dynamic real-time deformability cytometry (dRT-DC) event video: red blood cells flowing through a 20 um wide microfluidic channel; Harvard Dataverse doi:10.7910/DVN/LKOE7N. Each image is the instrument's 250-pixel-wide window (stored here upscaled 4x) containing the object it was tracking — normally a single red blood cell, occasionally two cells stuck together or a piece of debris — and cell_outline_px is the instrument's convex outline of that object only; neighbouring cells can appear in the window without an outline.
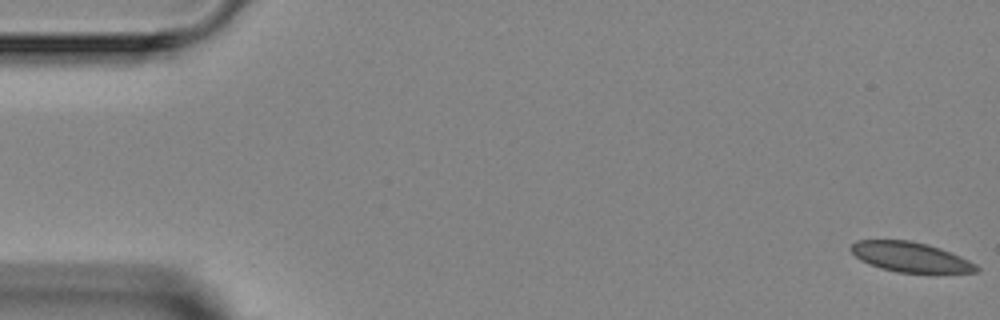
{"species": "Egyptian fruit bat (a non-hibernating species)", "species_latin": "Rousettus aegyptiacus", "temperature_condition": "room temperature", "stored_images_in_passage": 5, "camera_frame_rate_fps": 3000, "um_per_image_px": 0.085, "animal": {"sex": "female"}, "frame": {"image": 1, "passage_image": 1, "time_ms": 0.0, "image_size_px": [1000, 320], "cell_outline_px": [[980, 272], [896, 272], [880, 268], [860, 260], [848, 248], [856, 240], [908, 240], [928, 244], [940, 248], [960, 256], [976, 264], [980, 268]], "centroid_in_image_um": [77.37, 21.84], "position_along_channel_um": 7.6, "area_um2": 21.73}}
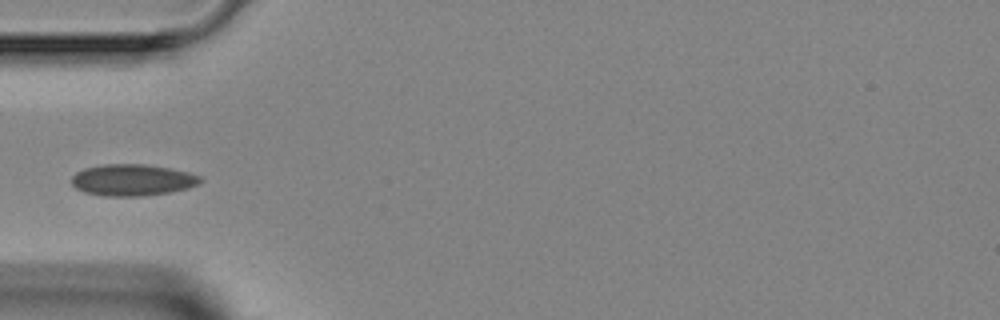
{"frame": {"image": 2, "passage_image": 5, "time_ms": 5.0, "image_size_px": [1000, 320], "cell_outline_px": [[204, 180], [188, 188], [168, 192], [144, 196], [104, 196], [84, 192], [76, 188], [72, 184], [72, 176], [76, 172], [84, 168], [104, 164], [144, 164], [168, 168], [188, 172], [200, 176]], "centroid_in_image_um": [11.23, 15.3], "position_along_channel_um": 73.8, "area_um2": 23.58}}